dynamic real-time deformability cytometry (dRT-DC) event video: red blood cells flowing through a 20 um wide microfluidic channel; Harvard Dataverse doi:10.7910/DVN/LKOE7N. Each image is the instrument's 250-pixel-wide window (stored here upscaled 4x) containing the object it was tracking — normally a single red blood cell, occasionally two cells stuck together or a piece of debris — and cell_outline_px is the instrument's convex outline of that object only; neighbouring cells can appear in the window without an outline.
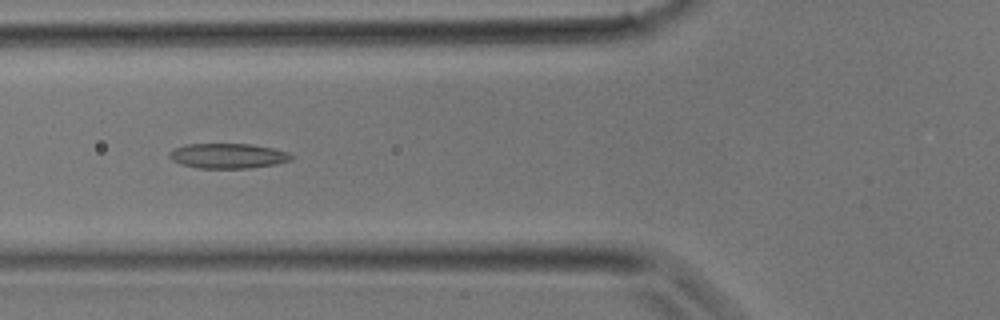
{"species": "common noctule bat (a hibernating species)", "species_latin": "Nyctalus noctula", "temperature_condition": "room temperature", "stored_images_in_passage": 26, "camera_frame_rate_fps": 3000, "um_per_image_px": 0.085, "animal": {"sex": "male", "body_mass_g": 17.9}, "frame": {"image": 1, "passage_image": 5, "time_ms": 1.333, "image_size_px": [1000, 320], "cell_outline_px": [[292, 160], [276, 164], [248, 168], [196, 168], [180, 164], [172, 160], [168, 156], [168, 152], [184, 144], [252, 144], [272, 148], [288, 152], [292, 156]], "centroid_in_image_um": [19.34, 13.25], "position_along_channel_um": 106.5, "area_um2": 17.8}}
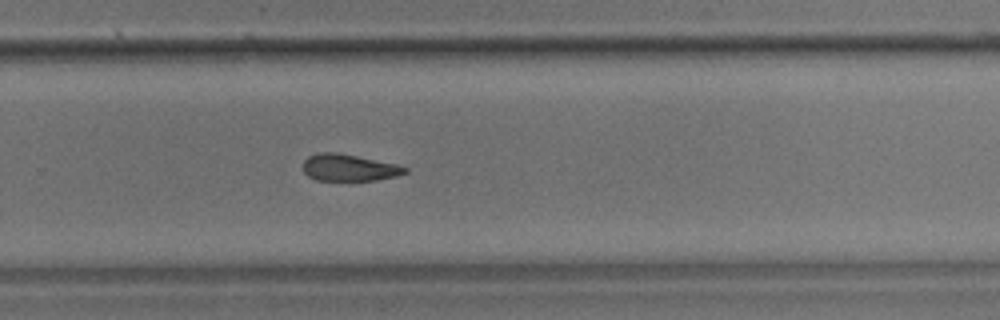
{"frame": {"image": 2, "passage_image": 15, "time_ms": 4.667, "image_size_px": [1000, 320], "cell_outline_px": [[408, 172], [396, 176], [376, 180], [316, 180], [308, 176], [304, 172], [304, 160], [308, 156], [316, 152], [336, 152], [400, 164], [408, 168]], "centroid_in_image_um": [29.69, 14.24], "position_along_channel_um": 300.1, "area_um2": 16.07}}
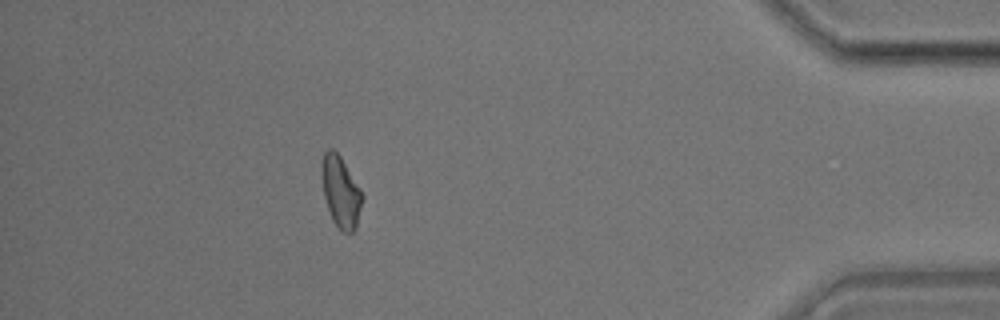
{"frame": {"image": 3, "passage_image": 23, "time_ms": 7.333, "image_size_px": [1000, 320], "cell_outline_px": [[364, 196], [356, 228], [352, 232], [344, 232], [332, 220], [324, 196], [320, 172], [320, 168], [324, 152], [328, 148], [332, 148], [340, 156], [360, 188]], "centroid_in_image_um": [28.95, 16.28], "position_along_channel_um": 406.2, "area_um2": 16.82}}